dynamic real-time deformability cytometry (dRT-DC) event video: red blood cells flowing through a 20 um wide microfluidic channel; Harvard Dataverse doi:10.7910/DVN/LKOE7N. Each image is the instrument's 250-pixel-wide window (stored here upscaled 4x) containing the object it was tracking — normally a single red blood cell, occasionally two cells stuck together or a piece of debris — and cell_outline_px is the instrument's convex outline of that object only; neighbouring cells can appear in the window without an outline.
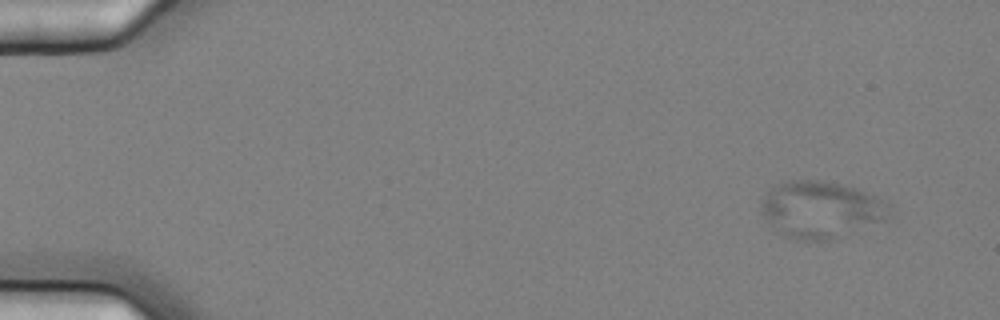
{"species": "common noctule bat (a hibernating species)", "species_latin": "Nyctalus noctula", "temperature_condition": "cold", "stored_images_in_passage": 4, "camera_frame_rate_fps": 3000, "um_per_image_px": 0.085, "animal": {"sex": "female", "body_mass_g": 25.1}, "frame": {"image": 1, "passage_image": 1, "time_ms": 0.0, "image_size_px": [1000, 320], "cell_outline_px": [[892, 204], [888, 216], [884, 220], [836, 240], [792, 240], [784, 236], [760, 212], [760, 200], [776, 184], [788, 180], [820, 180], [840, 184], [856, 188]], "centroid_in_image_um": [69.78, 17.82], "position_along_channel_um": 15.2, "area_um2": 42.66}}